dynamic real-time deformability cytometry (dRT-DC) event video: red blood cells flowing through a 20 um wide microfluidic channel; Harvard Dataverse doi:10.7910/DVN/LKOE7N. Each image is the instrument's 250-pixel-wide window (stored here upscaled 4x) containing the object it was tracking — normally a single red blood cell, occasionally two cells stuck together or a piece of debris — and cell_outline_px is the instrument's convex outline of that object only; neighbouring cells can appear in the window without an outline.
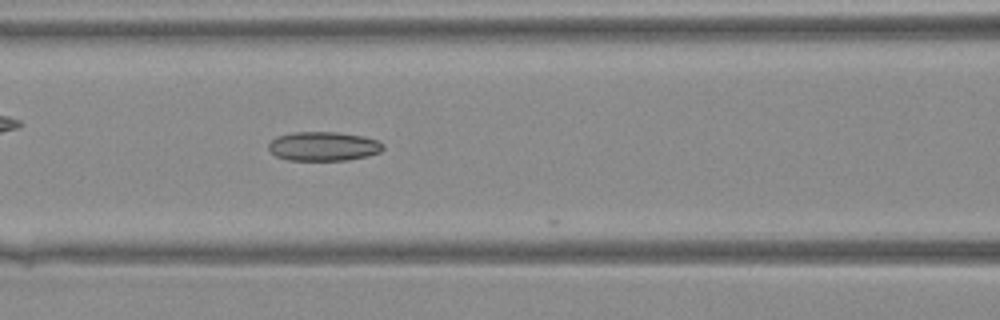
{"species": "Egyptian fruit bat (a non-hibernating species)", "species_latin": "Rousettus aegyptiacus", "temperature_condition": "warm", "stored_images_in_passage": 19, "camera_frame_rate_fps": 3000, "um_per_image_px": 0.085, "animal": {"sex": "female"}, "frame": {"image": 1, "passage_image": 16, "time_ms": 5.0, "image_size_px": [1000, 320], "cell_outline_px": [[384, 148], [380, 152], [368, 156], [348, 160], [288, 160], [276, 156], [268, 148], [268, 144], [276, 136], [296, 132], [336, 132], [364, 136], [376, 140], [384, 144]], "centroid_in_image_um": [27.51, 12.43], "position_along_channel_um": 139.1, "area_um2": 19.48}}